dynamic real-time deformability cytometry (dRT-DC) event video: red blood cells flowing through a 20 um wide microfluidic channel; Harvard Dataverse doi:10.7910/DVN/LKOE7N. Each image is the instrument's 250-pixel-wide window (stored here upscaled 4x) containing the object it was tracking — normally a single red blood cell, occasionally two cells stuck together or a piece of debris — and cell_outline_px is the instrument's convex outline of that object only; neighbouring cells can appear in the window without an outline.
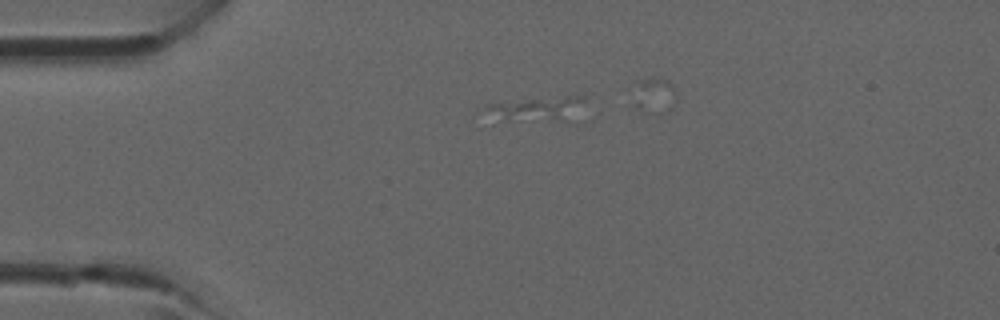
{"species": "common noctule bat (a hibernating species)", "species_latin": "Nyctalus noctula", "temperature_condition": "room temperature", "stored_images_in_passage": 1, "camera_frame_rate_fps": 3000, "um_per_image_px": 0.085, "animal": {"sex": "male", "forearm_length_mm": 52.5}, "frame": {"image": 1, "passage_image": 1, "time_ms": 0.0, "image_size_px": [1000, 320], "cell_outline_px": [[584, 96], [580, 100], [556, 116], [492, 124], [484, 108], [484, 104], [568, 96]], "centroid_in_image_um": [44.95, 9.26], "position_along_channel_um": 40.0, "area_um2": 11.96}}